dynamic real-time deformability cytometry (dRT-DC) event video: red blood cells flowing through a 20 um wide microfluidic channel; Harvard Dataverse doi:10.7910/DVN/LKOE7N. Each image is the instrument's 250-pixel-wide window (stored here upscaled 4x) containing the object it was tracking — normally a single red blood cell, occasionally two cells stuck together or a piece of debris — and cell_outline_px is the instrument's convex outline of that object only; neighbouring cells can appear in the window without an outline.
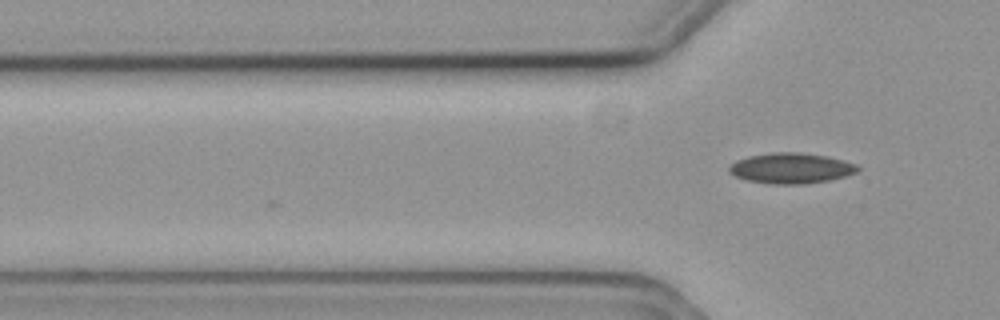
{"species": "common noctule bat (a hibernating species)", "species_latin": "Nyctalus noctula", "temperature_condition": "cold", "stored_images_in_passage": 4, "camera_frame_rate_fps": 3000, "um_per_image_px": 0.085, "animal": {"sex": "female", "body_mass_g": 19.3, "forearm_length_mm": 54.1}, "frame": {"image": 1, "passage_image": 4, "time_ms": 1.0, "image_size_px": [1000, 320], "cell_outline_px": [[860, 168], [856, 172], [844, 176], [828, 180], [804, 184], [772, 184], [748, 180], [736, 176], [728, 172], [728, 168], [736, 160], [748, 156], [772, 152], [800, 152], [828, 156], [856, 164]], "centroid_in_image_um": [67.23, 14.29], "position_along_channel_um": 58.6, "area_um2": 22.77}}